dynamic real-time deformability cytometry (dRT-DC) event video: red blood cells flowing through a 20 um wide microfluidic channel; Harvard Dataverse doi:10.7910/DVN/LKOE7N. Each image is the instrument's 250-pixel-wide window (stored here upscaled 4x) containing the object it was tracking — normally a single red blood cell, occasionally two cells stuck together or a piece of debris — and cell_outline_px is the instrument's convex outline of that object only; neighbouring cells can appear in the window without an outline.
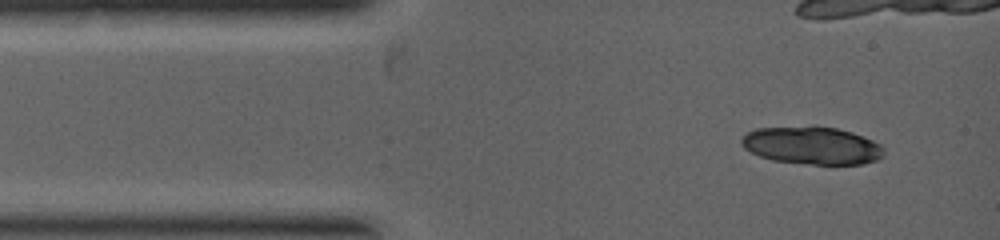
{"species": "common noctule bat (a hibernating species)", "species_latin": "Nyctalus noctula", "temperature_condition": "warm", "stored_images_in_passage": 2, "camera_frame_rate_fps": 5000, "um_per_image_px": 0.085, "animal": {"sex": "female", "body_mass_g": 19.0, "forearm_length_mm": 53.3}, "frame": {"image": 1, "passage_image": 1, "time_ms": 0.0, "image_size_px": [1000, 240], "cell_outline_px": [[884, 156], [876, 160], [864, 164], [808, 164], [772, 160], [760, 156], [744, 148], [740, 144], [740, 140], [748, 132], [756, 128], [836, 128], [852, 132], [872, 140], [880, 144], [884, 148]], "centroid_in_image_um": [69.04, 12.4], "position_along_channel_um": 16.0, "area_um2": 30.69}}